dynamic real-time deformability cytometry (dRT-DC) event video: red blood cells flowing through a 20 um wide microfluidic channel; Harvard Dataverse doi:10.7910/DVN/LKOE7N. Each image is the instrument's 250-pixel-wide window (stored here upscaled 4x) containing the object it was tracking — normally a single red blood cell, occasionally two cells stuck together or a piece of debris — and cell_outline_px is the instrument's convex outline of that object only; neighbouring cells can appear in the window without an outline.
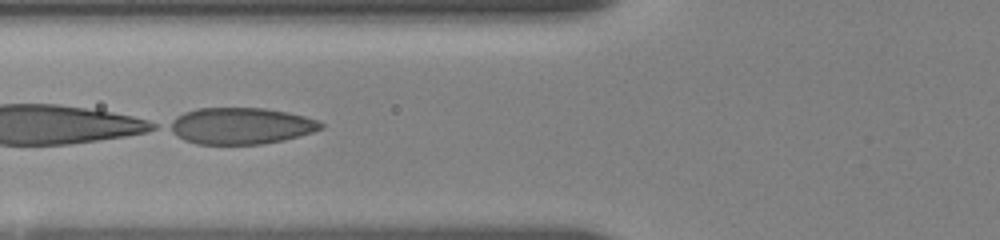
{"species": "human", "species_latin": "Homo sapiens", "temperature_condition": "room temperature", "stored_images_in_passage": 27, "segment_of_instrument_passage": [2, 2], "camera_frame_rate_fps": 3000, "um_per_image_px": 0.085, "donor": {"sex": "female"}, "frame": {"image": 1, "passage_image": 26, "time_ms": 6.333, "image_size_px": [1000, 240], "cell_outline_px": [[324, 128], [300, 136], [284, 140], [260, 144], [196, 144], [184, 140], [176, 136], [164, 128], [164, 124], [176, 116], [184, 112], [196, 108], [264, 108], [288, 112], [304, 116], [316, 120], [324, 124]], "centroid_in_image_um": [20.38, 10.7], "position_along_channel_um": 105.4, "area_um2": 32.66}}